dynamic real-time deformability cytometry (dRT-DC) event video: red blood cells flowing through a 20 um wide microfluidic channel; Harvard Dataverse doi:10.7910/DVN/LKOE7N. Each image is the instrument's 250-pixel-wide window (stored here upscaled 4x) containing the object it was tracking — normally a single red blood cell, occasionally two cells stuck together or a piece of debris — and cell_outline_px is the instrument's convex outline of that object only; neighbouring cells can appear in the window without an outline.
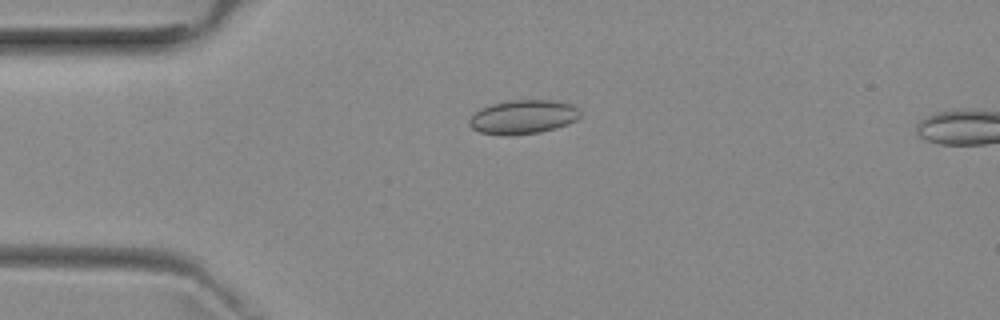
{"species": "common noctule bat (a hibernating species)", "species_latin": "Nyctalus noctula", "temperature_condition": "room temperature", "stored_images_in_passage": 5, "camera_frame_rate_fps": 3000, "um_per_image_px": 0.085, "animal": {"sex": "female", "body_mass_g": 29.2, "forearm_length_mm": 56.3}, "frame": {"image": 1, "passage_image": 4, "time_ms": 3.667, "image_size_px": [1000, 320], "cell_outline_px": [[580, 116], [576, 120], [568, 124], [556, 128], [540, 132], [508, 136], [504, 136], [480, 132], [472, 128], [468, 124], [468, 120], [480, 108], [492, 104], [512, 100], [556, 100], [572, 104], [580, 108]], "centroid_in_image_um": [44.49, 9.94], "position_along_channel_um": 40.5, "area_um2": 22.2}}